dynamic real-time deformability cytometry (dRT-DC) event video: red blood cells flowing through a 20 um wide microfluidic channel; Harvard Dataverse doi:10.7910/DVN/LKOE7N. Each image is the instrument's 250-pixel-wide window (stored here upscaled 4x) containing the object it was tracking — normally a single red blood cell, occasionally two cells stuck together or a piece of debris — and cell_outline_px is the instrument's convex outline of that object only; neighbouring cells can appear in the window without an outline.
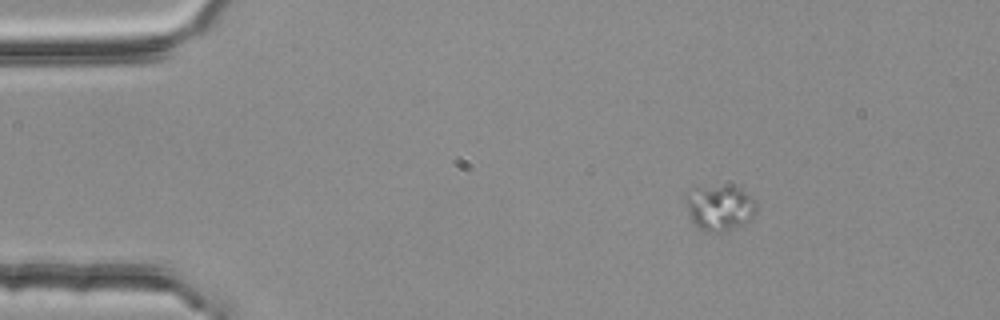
{"species": "common noctule bat (a hibernating species)", "species_latin": "Nyctalus noctula", "temperature_condition": "room temperature", "stored_images_in_passage": 3, "camera_frame_rate_fps": 3000, "um_per_image_px": 0.085, "animal": {"sex": "female", "body_mass_g": 25.1}, "frame": {"image": 1, "passage_image": 1, "time_ms": 0.0, "image_size_px": [1000, 320], "cell_outline_px": [[756, 212], [744, 224], [720, 232], [700, 228], [692, 220], [688, 212], [688, 200], [692, 188], [740, 188], [756, 200]], "centroid_in_image_um": [61.24, 17.68], "position_along_channel_um": 23.8, "area_um2": 17.63}}